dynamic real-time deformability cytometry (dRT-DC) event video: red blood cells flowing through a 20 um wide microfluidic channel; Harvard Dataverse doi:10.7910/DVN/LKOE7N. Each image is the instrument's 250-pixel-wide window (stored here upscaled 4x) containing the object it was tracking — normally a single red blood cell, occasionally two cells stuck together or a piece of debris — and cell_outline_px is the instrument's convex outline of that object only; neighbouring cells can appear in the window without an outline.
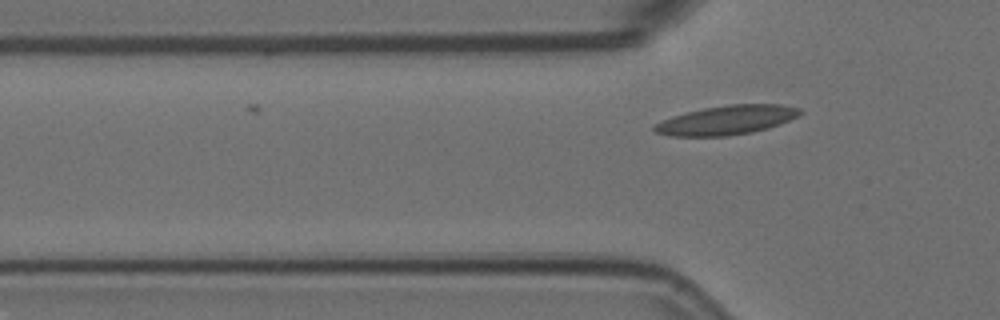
{"species": "Egyptian fruit bat (a non-hibernating species)", "species_latin": "Rousettus aegyptiacus", "temperature_condition": "room temperature", "stored_images_in_passage": 3, "camera_frame_rate_fps": 3000, "um_per_image_px": 0.085, "animal": {"sex": "female"}, "frame": {"image": 1, "passage_image": 3, "time_ms": 0.667, "image_size_px": [1000, 320], "cell_outline_px": [[804, 112], [780, 124], [768, 128], [752, 132], [728, 136], [668, 136], [656, 132], [652, 128], [656, 124], [672, 116], [704, 108], [728, 104], [780, 104], [800, 108]], "centroid_in_image_um": [61.78, 10.21], "position_along_channel_um": 64.0, "area_um2": 24.62}}